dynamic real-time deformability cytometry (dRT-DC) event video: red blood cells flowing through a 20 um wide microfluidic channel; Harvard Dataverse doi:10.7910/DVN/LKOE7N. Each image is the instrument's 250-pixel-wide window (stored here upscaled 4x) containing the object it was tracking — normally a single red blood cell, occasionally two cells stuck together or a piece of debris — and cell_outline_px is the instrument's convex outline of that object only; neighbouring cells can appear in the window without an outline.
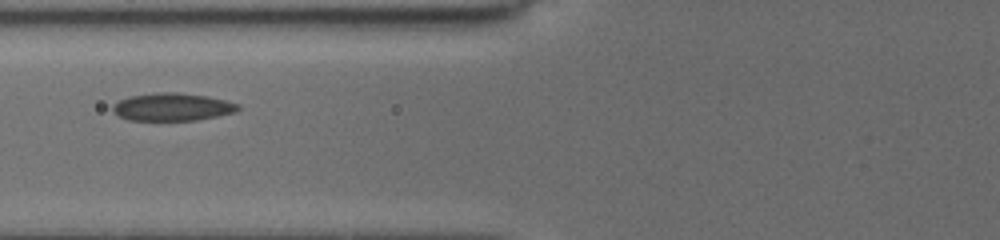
{"species": "common noctule bat (a hibernating species)", "species_latin": "Nyctalus noctula", "temperature_condition": "cold", "stored_images_in_passage": 9, "camera_frame_rate_fps": 3000, "um_per_image_px": 0.085, "animal": {"sex": "female", "body_mass_g": 19.5, "forearm_length_mm": 54.1}, "frame": {"image": 1, "passage_image": 3, "time_ms": 2.0, "image_size_px": [1000, 240], "cell_outline_px": [[240, 108], [236, 112], [196, 120], [128, 120], [112, 112], [112, 108], [120, 100], [128, 96], [160, 92], [176, 92], [208, 96], [240, 104]], "centroid_in_image_um": [14.66, 9.09], "position_along_channel_um": 111.1, "area_um2": 20.17}}
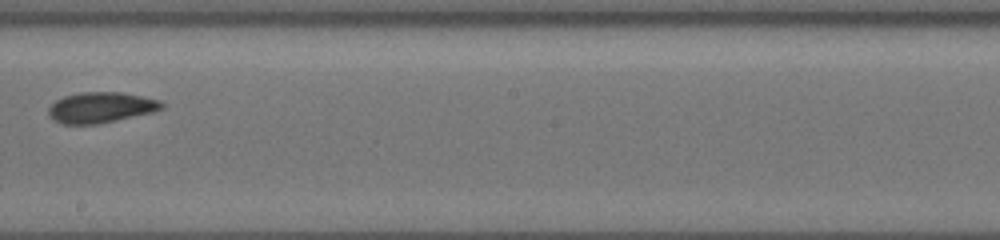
{"frame": {"image": 2, "passage_image": 6, "time_ms": 5.333, "image_size_px": [1000, 240], "cell_outline_px": [[164, 104], [160, 108], [152, 112], [116, 120], [96, 124], [60, 124], [52, 120], [48, 116], [48, 108], [56, 100], [64, 96], [80, 92], [120, 92], [160, 100]], "centroid_in_image_um": [8.5, 9.14], "position_along_channel_um": 239.7, "area_um2": 20.11}}
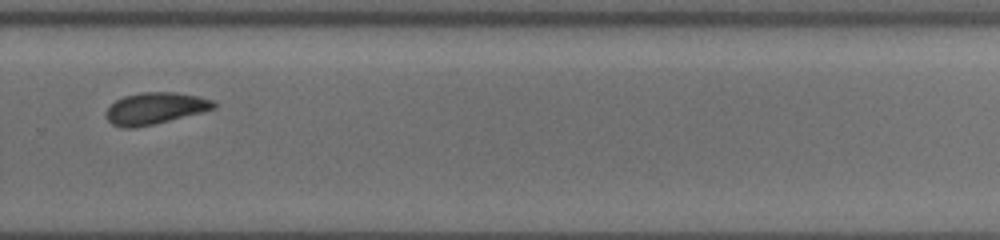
{"frame": {"image": 3, "passage_image": 8, "time_ms": 7.333, "image_size_px": [1000, 240], "cell_outline_px": [[216, 108], [152, 124], [132, 128], [124, 128], [112, 124], [104, 116], [108, 108], [116, 100], [124, 96], [140, 92], [176, 92], [196, 96], [212, 100], [216, 104]], "centroid_in_image_um": [13.14, 9.2], "position_along_channel_um": 316.7, "area_um2": 19.54}}